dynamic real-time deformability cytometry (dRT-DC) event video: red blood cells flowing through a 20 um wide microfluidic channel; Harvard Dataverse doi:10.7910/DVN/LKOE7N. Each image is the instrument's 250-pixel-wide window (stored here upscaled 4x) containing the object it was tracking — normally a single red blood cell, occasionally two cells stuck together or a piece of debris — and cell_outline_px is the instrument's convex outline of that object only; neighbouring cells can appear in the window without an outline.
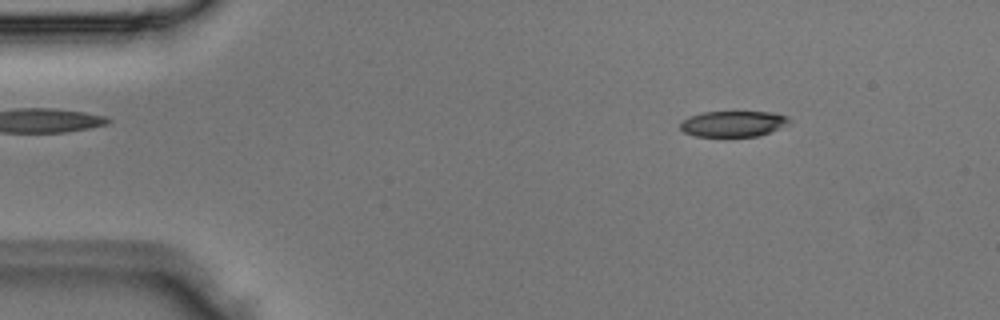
{"species": "Egyptian fruit bat (a non-hibernating species)", "species_latin": "Rousettus aegyptiacus", "temperature_condition": "room temperature", "stored_images_in_passage": 3, "camera_frame_rate_fps": 3000, "um_per_image_px": 0.085, "animal": {"sex": "male"}, "frame": {"image": 1, "passage_image": 1, "time_ms": 0.0, "image_size_px": [1000, 320], "cell_outline_px": [[792, 124], [756, 136], [696, 136], [684, 132], [680, 128], [680, 124], [684, 120], [692, 116], [704, 112], [772, 112], [788, 116], [792, 120]], "centroid_in_image_um": [62.39, 10.51], "position_along_channel_um": 22.6, "area_um2": 16.3}}
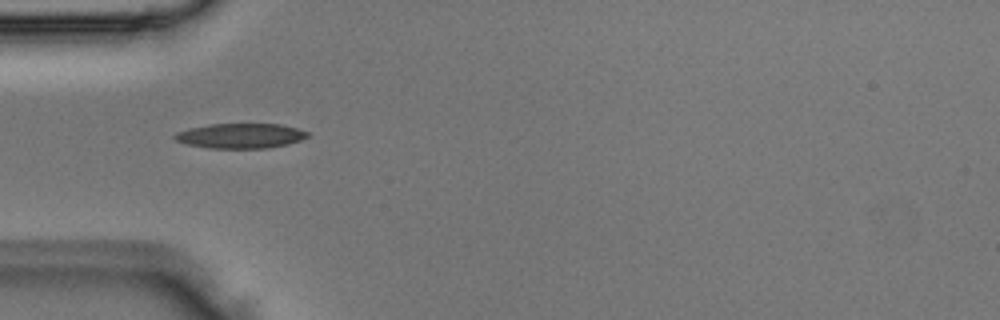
{"frame": {"image": 2, "passage_image": 3, "time_ms": 0.667, "image_size_px": [1000, 320], "cell_outline_px": [[308, 136], [300, 140], [288, 144], [268, 148], [208, 148], [188, 144], [176, 140], [172, 136], [176, 132], [188, 128], [208, 124], [280, 124], [296, 128], [308, 132]], "centroid_in_image_um": [20.42, 11.54], "position_along_channel_um": 64.6, "area_um2": 19.25}}